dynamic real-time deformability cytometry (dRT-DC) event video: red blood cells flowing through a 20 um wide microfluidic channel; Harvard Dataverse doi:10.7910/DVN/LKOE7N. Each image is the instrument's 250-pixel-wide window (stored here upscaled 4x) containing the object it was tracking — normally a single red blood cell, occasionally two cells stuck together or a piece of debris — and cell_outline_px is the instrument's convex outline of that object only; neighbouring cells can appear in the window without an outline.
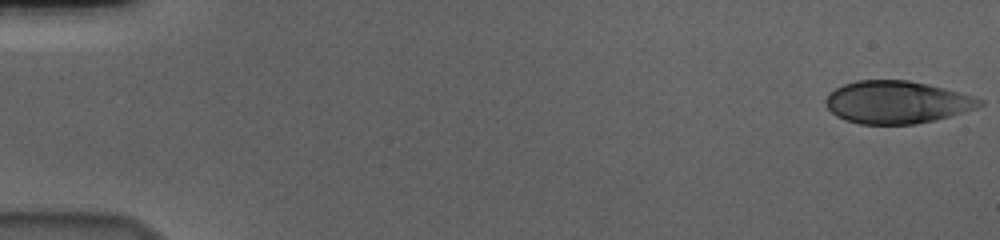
{"species": "human", "species_latin": "Homo sapiens", "temperature_condition": "cold", "stored_images_in_passage": 57, "camera_frame_rate_fps": 3000, "um_per_image_px": 0.085, "donor": {"sex": "male"}, "frame": {"image": 1, "passage_image": 1, "time_ms": 0.0, "image_size_px": [1000, 240], "cell_outline_px": [[984, 104], [976, 108], [936, 120], [916, 124], [860, 124], [836, 116], [824, 104], [824, 100], [828, 92], [844, 84], [856, 80], [908, 80], [928, 84], [960, 92], [984, 100]], "centroid_in_image_um": [76.22, 8.68], "position_along_channel_um": 8.8, "area_um2": 38.26}}
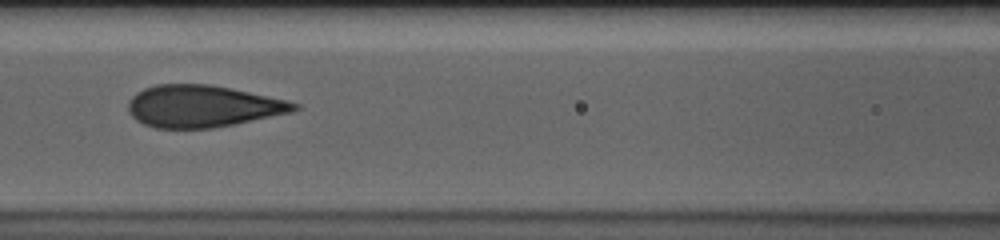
{"frame": {"image": 2, "passage_image": 26, "time_ms": 8.333, "image_size_px": [1000, 240], "cell_outline_px": [[300, 108], [292, 112], [236, 124], [212, 128], [156, 128], [144, 124], [136, 120], [128, 112], [128, 100], [136, 92], [144, 88], [156, 84], [208, 84], [288, 100], [300, 104]], "centroid_in_image_um": [17.21, 9.03], "position_along_channel_um": 149.4, "area_um2": 40.63}}
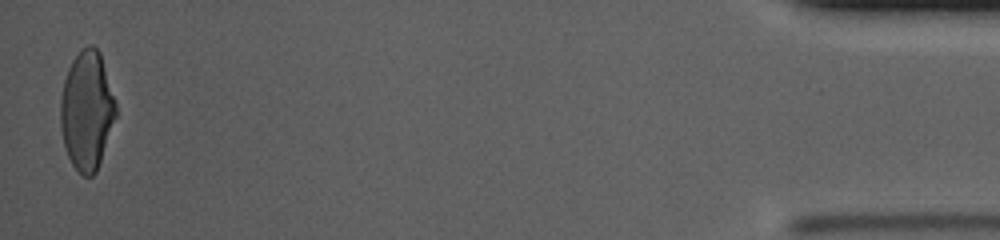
{"frame": {"image": 3, "passage_image": 56, "time_ms": 18.333, "image_size_px": [1000, 240], "cell_outline_px": [[116, 116], [96, 172], [92, 176], [84, 176], [72, 164], [68, 156], [64, 144], [60, 124], [60, 100], [64, 80], [68, 68], [72, 60], [88, 44], [92, 44], [100, 52], [116, 104]], "centroid_in_image_um": [7.37, 9.38], "position_along_channel_um": 427.8, "area_um2": 37.92}, "authors_computed_cell_mechanics": {"area_um2": 40.6334, "velocity_mm_per_s": 3.6608, "shape_relaxation_time_tau1_ms": 5.5491, "shape_relaxation_time_tau2_ms": null, "deformation_change_tau1": 0.1909, "deformation_change_tau2": null}}